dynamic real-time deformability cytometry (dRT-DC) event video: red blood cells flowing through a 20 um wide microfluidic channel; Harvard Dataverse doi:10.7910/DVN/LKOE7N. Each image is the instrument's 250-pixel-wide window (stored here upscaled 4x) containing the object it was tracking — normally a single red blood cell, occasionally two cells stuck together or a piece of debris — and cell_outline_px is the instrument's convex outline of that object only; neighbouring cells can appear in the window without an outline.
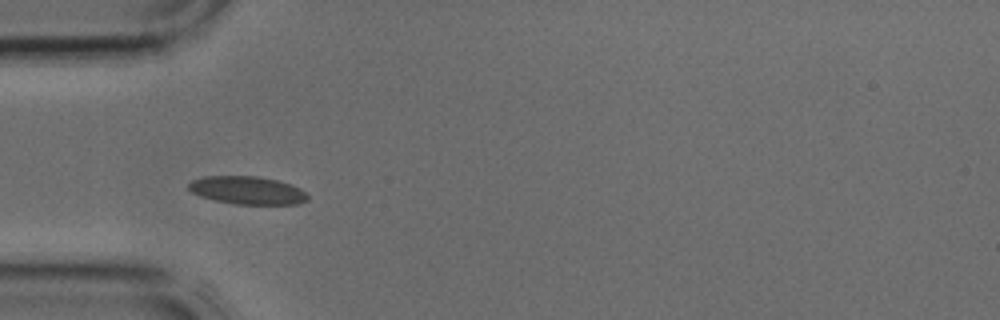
{"species": "common noctule bat (a hibernating species)", "species_latin": "Nyctalus noctula", "temperature_condition": "cold", "stored_images_in_passage": 2, "camera_frame_rate_fps": 3000, "um_per_image_px": 0.085, "animal": {"sex": "male", "body_mass_g": 17.9, "forearm_length_mm": 54.2}, "frame": {"image": 1, "passage_image": 2, "time_ms": 0.333, "image_size_px": [1000, 320], "cell_outline_px": [[308, 200], [296, 204], [236, 204], [216, 200], [200, 196], [192, 192], [188, 188], [188, 184], [192, 180], [204, 176], [256, 176], [276, 180], [292, 184], [300, 188], [308, 196]], "centroid_in_image_um": [21.02, 16.17], "position_along_channel_um": 64.0, "area_um2": 19.31}}